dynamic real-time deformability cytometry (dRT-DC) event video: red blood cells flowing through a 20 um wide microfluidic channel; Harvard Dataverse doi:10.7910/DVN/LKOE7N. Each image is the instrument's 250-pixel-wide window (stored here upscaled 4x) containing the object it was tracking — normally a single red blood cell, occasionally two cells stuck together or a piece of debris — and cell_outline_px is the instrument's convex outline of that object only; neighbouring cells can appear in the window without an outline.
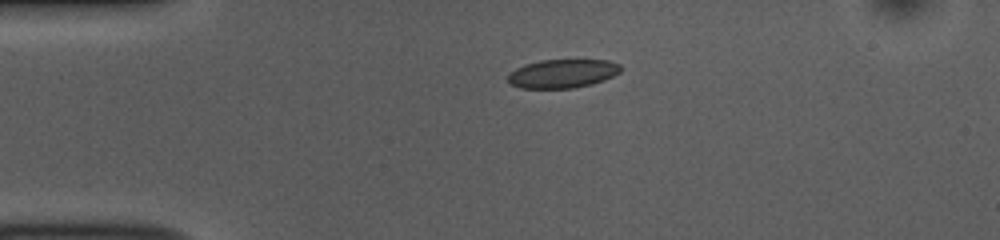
{"species": "common noctule bat (a hibernating species)", "species_latin": "Nyctalus noctula", "temperature_condition": "room temperature", "stored_images_in_passage": 41, "camera_frame_rate_fps": 3000, "um_per_image_px": 0.085, "animal": {"sex": "female", "body_mass_g": 10.0, "forearm_length_mm": 53.1}, "frame": {"image": 1, "passage_image": 1, "time_ms": 0.0, "image_size_px": [1000, 240], "cell_outline_px": [[620, 72], [604, 80], [592, 84], [572, 88], [520, 88], [508, 84], [508, 76], [516, 68], [524, 64], [540, 60], [608, 60], [620, 64]], "centroid_in_image_um": [47.79, 6.25], "position_along_channel_um": 37.2, "area_um2": 18.84}}
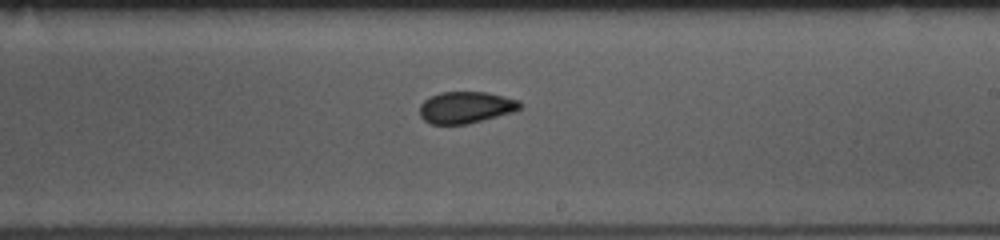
{"frame": {"image": 2, "passage_image": 20, "time_ms": 6.333, "image_size_px": [1000, 240], "cell_outline_px": [[520, 108], [512, 112], [468, 124], [432, 124], [424, 120], [420, 116], [420, 104], [424, 100], [440, 92], [488, 92], [520, 100]], "centroid_in_image_um": [39.58, 9.12], "position_along_channel_um": 249.4, "area_um2": 18.44}}
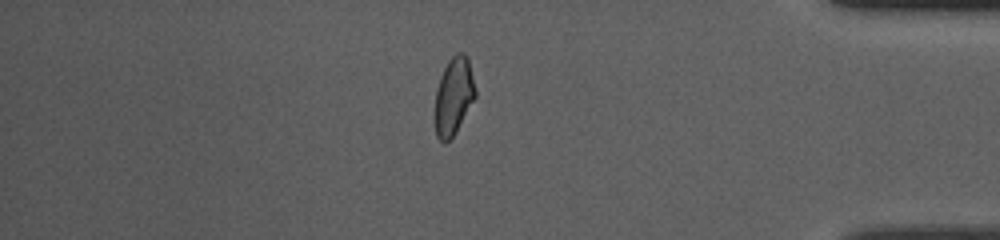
{"frame": {"image": 3, "passage_image": 34, "time_ms": 11.0, "image_size_px": [1000, 240], "cell_outline_px": [[476, 96], [456, 132], [444, 144], [436, 136], [436, 88], [440, 76], [448, 60], [456, 52], [464, 52], [468, 56], [476, 92]], "centroid_in_image_um": [38.57, 8.13], "position_along_channel_um": 396.6, "area_um2": 18.15}, "authors_computed_cell_mechanics": {"area_um2": 18.8428, "velocity_mm_per_s": 3.845, "shape_relaxation_time_tau1_ms": 8.6265, "shape_relaxation_time_tau2_ms": 2.8262, "deformation_change_tau1": 0.1459, "deformation_change_tau2": 0.0533}}